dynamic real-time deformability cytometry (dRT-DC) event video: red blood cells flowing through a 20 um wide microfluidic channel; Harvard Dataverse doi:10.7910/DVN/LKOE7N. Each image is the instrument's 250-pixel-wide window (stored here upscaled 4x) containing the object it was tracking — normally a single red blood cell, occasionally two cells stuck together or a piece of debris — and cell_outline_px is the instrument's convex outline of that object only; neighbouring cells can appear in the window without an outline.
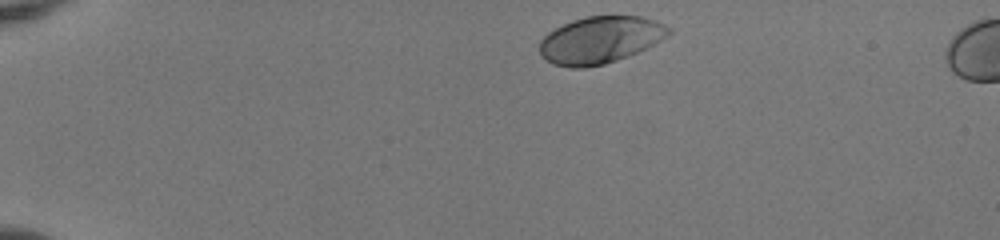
{"species": "human", "species_latin": "Homo sapiens", "temperature_condition": "room temperature", "stored_images_in_passage": 43, "camera_frame_rate_fps": 3000, "um_per_image_px": 0.085, "donor": {"sex": "female"}, "frame": {"image": 1, "passage_image": 1, "time_ms": 0.0, "image_size_px": [1000, 240], "cell_outline_px": [[672, 32], [668, 36], [628, 56], [604, 64], [584, 68], [572, 68], [552, 64], [540, 56], [540, 40], [548, 32], [572, 20], [588, 16], [640, 16], [656, 20], [672, 28]], "centroid_in_image_um": [51.0, 3.39], "position_along_channel_um": 34.0, "area_um2": 35.32}}
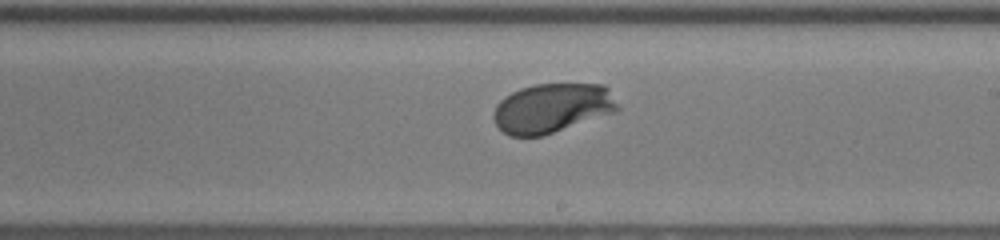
{"frame": {"image": 2, "passage_image": 23, "time_ms": 7.333, "image_size_px": [1000, 240], "cell_outline_px": [[620, 108], [612, 112], [544, 136], [508, 136], [496, 124], [492, 116], [492, 112], [496, 104], [504, 96], [520, 88], [536, 84], [604, 84], [608, 88]], "centroid_in_image_um": [46.88, 9.18], "position_along_channel_um": 242.1, "area_um2": 35.66}}
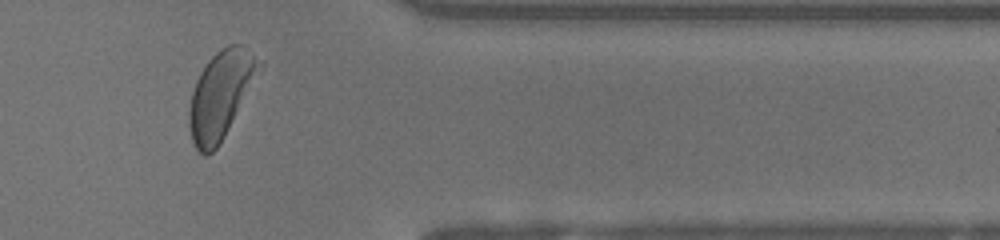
{"frame": {"image": 3, "passage_image": 35, "time_ms": 11.333, "image_size_px": [1000, 240], "cell_outline_px": [[264, 64], [220, 144], [208, 156], [204, 156], [196, 148], [192, 140], [188, 124], [188, 112], [192, 92], [196, 80], [200, 72], [208, 60], [220, 48], [228, 44], [240, 44], [264, 60]], "centroid_in_image_um": [18.77, 8.03], "position_along_channel_um": 392.6, "area_um2": 35.72}, "authors_computed_cell_mechanics": {"area_um2": 35.7204, "velocity_mm_per_s": 3.9734, "shape_relaxation_time_tau1_ms": 1.8173, "shape_relaxation_time_tau2_ms": null, "deformation_change_tau1": 0.1328, "deformation_change_tau2": null}}